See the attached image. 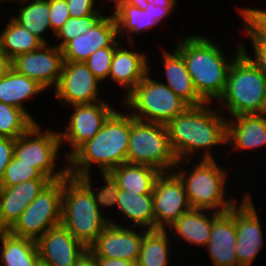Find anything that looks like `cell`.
<instances>
[{
  "instance_id": "obj_38",
  "label": "cell",
  "mask_w": 266,
  "mask_h": 266,
  "mask_svg": "<svg viewBox=\"0 0 266 266\" xmlns=\"http://www.w3.org/2000/svg\"><path fill=\"white\" fill-rule=\"evenodd\" d=\"M51 181V179H32L13 186H0V197H19L30 205Z\"/></svg>"
},
{
  "instance_id": "obj_9",
  "label": "cell",
  "mask_w": 266,
  "mask_h": 266,
  "mask_svg": "<svg viewBox=\"0 0 266 266\" xmlns=\"http://www.w3.org/2000/svg\"><path fill=\"white\" fill-rule=\"evenodd\" d=\"M43 129L39 122L34 123L24 134L14 139L13 156L37 168L52 181L61 180L68 174V168L66 160L63 168L57 167L62 148L59 131Z\"/></svg>"
},
{
  "instance_id": "obj_31",
  "label": "cell",
  "mask_w": 266,
  "mask_h": 266,
  "mask_svg": "<svg viewBox=\"0 0 266 266\" xmlns=\"http://www.w3.org/2000/svg\"><path fill=\"white\" fill-rule=\"evenodd\" d=\"M170 236L167 230H147L143 235L136 266H169L172 256L170 250L173 247L170 245L173 240Z\"/></svg>"
},
{
  "instance_id": "obj_45",
  "label": "cell",
  "mask_w": 266,
  "mask_h": 266,
  "mask_svg": "<svg viewBox=\"0 0 266 266\" xmlns=\"http://www.w3.org/2000/svg\"><path fill=\"white\" fill-rule=\"evenodd\" d=\"M99 266H136L135 262L124 259H112L105 257H96Z\"/></svg>"
},
{
  "instance_id": "obj_11",
  "label": "cell",
  "mask_w": 266,
  "mask_h": 266,
  "mask_svg": "<svg viewBox=\"0 0 266 266\" xmlns=\"http://www.w3.org/2000/svg\"><path fill=\"white\" fill-rule=\"evenodd\" d=\"M72 114L64 130L59 132L61 146L70 144L71 149L64 153L67 160L81 145L92 139L105 121L116 110L107 101L72 105ZM64 143V144H63Z\"/></svg>"
},
{
  "instance_id": "obj_7",
  "label": "cell",
  "mask_w": 266,
  "mask_h": 266,
  "mask_svg": "<svg viewBox=\"0 0 266 266\" xmlns=\"http://www.w3.org/2000/svg\"><path fill=\"white\" fill-rule=\"evenodd\" d=\"M150 72L123 99L126 110L141 121L167 125L189 105L163 82L154 80ZM130 109V111H129Z\"/></svg>"
},
{
  "instance_id": "obj_34",
  "label": "cell",
  "mask_w": 266,
  "mask_h": 266,
  "mask_svg": "<svg viewBox=\"0 0 266 266\" xmlns=\"http://www.w3.org/2000/svg\"><path fill=\"white\" fill-rule=\"evenodd\" d=\"M99 174L102 175V179L105 182L101 187L98 186L95 190L93 188L94 186H92L91 174L80 176L79 178L91 189L98 208L105 215V210H108L106 207H116L119 187L117 180L110 172H101Z\"/></svg>"
},
{
  "instance_id": "obj_51",
  "label": "cell",
  "mask_w": 266,
  "mask_h": 266,
  "mask_svg": "<svg viewBox=\"0 0 266 266\" xmlns=\"http://www.w3.org/2000/svg\"><path fill=\"white\" fill-rule=\"evenodd\" d=\"M9 2V1H11V0H0V2H1V4H2V2L4 3V2Z\"/></svg>"
},
{
  "instance_id": "obj_27",
  "label": "cell",
  "mask_w": 266,
  "mask_h": 266,
  "mask_svg": "<svg viewBox=\"0 0 266 266\" xmlns=\"http://www.w3.org/2000/svg\"><path fill=\"white\" fill-rule=\"evenodd\" d=\"M110 173L118 182L119 190L137 194H152L154 184L161 172L148 165L124 163Z\"/></svg>"
},
{
  "instance_id": "obj_14",
  "label": "cell",
  "mask_w": 266,
  "mask_h": 266,
  "mask_svg": "<svg viewBox=\"0 0 266 266\" xmlns=\"http://www.w3.org/2000/svg\"><path fill=\"white\" fill-rule=\"evenodd\" d=\"M240 203L234 205V221L237 231L236 254L239 266H252L264 246L261 220L248 192Z\"/></svg>"
},
{
  "instance_id": "obj_18",
  "label": "cell",
  "mask_w": 266,
  "mask_h": 266,
  "mask_svg": "<svg viewBox=\"0 0 266 266\" xmlns=\"http://www.w3.org/2000/svg\"><path fill=\"white\" fill-rule=\"evenodd\" d=\"M117 24L113 13L104 16L93 28L69 41L63 48L67 62H85L91 54L111 46L118 39Z\"/></svg>"
},
{
  "instance_id": "obj_21",
  "label": "cell",
  "mask_w": 266,
  "mask_h": 266,
  "mask_svg": "<svg viewBox=\"0 0 266 266\" xmlns=\"http://www.w3.org/2000/svg\"><path fill=\"white\" fill-rule=\"evenodd\" d=\"M226 144L235 152L265 147L266 113L242 114L229 118L227 120Z\"/></svg>"
},
{
  "instance_id": "obj_23",
  "label": "cell",
  "mask_w": 266,
  "mask_h": 266,
  "mask_svg": "<svg viewBox=\"0 0 266 266\" xmlns=\"http://www.w3.org/2000/svg\"><path fill=\"white\" fill-rule=\"evenodd\" d=\"M218 212L203 209H190L183 213L166 230L172 234L173 238L178 237V241L184 239L188 244L206 247L211 235L213 219Z\"/></svg>"
},
{
  "instance_id": "obj_32",
  "label": "cell",
  "mask_w": 266,
  "mask_h": 266,
  "mask_svg": "<svg viewBox=\"0 0 266 266\" xmlns=\"http://www.w3.org/2000/svg\"><path fill=\"white\" fill-rule=\"evenodd\" d=\"M34 123L22 109L0 102V137L16 139Z\"/></svg>"
},
{
  "instance_id": "obj_42",
  "label": "cell",
  "mask_w": 266,
  "mask_h": 266,
  "mask_svg": "<svg viewBox=\"0 0 266 266\" xmlns=\"http://www.w3.org/2000/svg\"><path fill=\"white\" fill-rule=\"evenodd\" d=\"M69 13L71 17L80 18L83 16H88L99 10L98 7L95 8L97 0H66Z\"/></svg>"
},
{
  "instance_id": "obj_22",
  "label": "cell",
  "mask_w": 266,
  "mask_h": 266,
  "mask_svg": "<svg viewBox=\"0 0 266 266\" xmlns=\"http://www.w3.org/2000/svg\"><path fill=\"white\" fill-rule=\"evenodd\" d=\"M163 62L162 70L168 86L177 96L183 99L189 106H200L206 102L198 95L192 82V78L186 68L182 56L173 48V51L162 49L158 56Z\"/></svg>"
},
{
  "instance_id": "obj_50",
  "label": "cell",
  "mask_w": 266,
  "mask_h": 266,
  "mask_svg": "<svg viewBox=\"0 0 266 266\" xmlns=\"http://www.w3.org/2000/svg\"><path fill=\"white\" fill-rule=\"evenodd\" d=\"M36 266H51L48 263L44 262L43 260L39 259Z\"/></svg>"
},
{
  "instance_id": "obj_10",
  "label": "cell",
  "mask_w": 266,
  "mask_h": 266,
  "mask_svg": "<svg viewBox=\"0 0 266 266\" xmlns=\"http://www.w3.org/2000/svg\"><path fill=\"white\" fill-rule=\"evenodd\" d=\"M63 179L51 181L9 229L17 237L37 241L47 230L61 225Z\"/></svg>"
},
{
  "instance_id": "obj_2",
  "label": "cell",
  "mask_w": 266,
  "mask_h": 266,
  "mask_svg": "<svg viewBox=\"0 0 266 266\" xmlns=\"http://www.w3.org/2000/svg\"><path fill=\"white\" fill-rule=\"evenodd\" d=\"M178 41L174 49L182 56L198 95L206 103L217 102L224 93L229 68L242 52L241 42L235 44L236 52L229 58L211 38L189 34Z\"/></svg>"
},
{
  "instance_id": "obj_43",
  "label": "cell",
  "mask_w": 266,
  "mask_h": 266,
  "mask_svg": "<svg viewBox=\"0 0 266 266\" xmlns=\"http://www.w3.org/2000/svg\"><path fill=\"white\" fill-rule=\"evenodd\" d=\"M242 52L253 62V64L266 76V44H252L254 53L249 55L244 41H241Z\"/></svg>"
},
{
  "instance_id": "obj_1",
  "label": "cell",
  "mask_w": 266,
  "mask_h": 266,
  "mask_svg": "<svg viewBox=\"0 0 266 266\" xmlns=\"http://www.w3.org/2000/svg\"><path fill=\"white\" fill-rule=\"evenodd\" d=\"M211 104L189 106L166 125L170 145L178 161L192 160L199 151L203 153L200 160H215L213 146L227 145L228 118L218 108H210Z\"/></svg>"
},
{
  "instance_id": "obj_37",
  "label": "cell",
  "mask_w": 266,
  "mask_h": 266,
  "mask_svg": "<svg viewBox=\"0 0 266 266\" xmlns=\"http://www.w3.org/2000/svg\"><path fill=\"white\" fill-rule=\"evenodd\" d=\"M117 39L111 46L98 49L84 62L88 69L101 82L108 80L111 63L116 47L122 42Z\"/></svg>"
},
{
  "instance_id": "obj_35",
  "label": "cell",
  "mask_w": 266,
  "mask_h": 266,
  "mask_svg": "<svg viewBox=\"0 0 266 266\" xmlns=\"http://www.w3.org/2000/svg\"><path fill=\"white\" fill-rule=\"evenodd\" d=\"M242 17L241 27L252 44H266V13L257 8H238Z\"/></svg>"
},
{
  "instance_id": "obj_36",
  "label": "cell",
  "mask_w": 266,
  "mask_h": 266,
  "mask_svg": "<svg viewBox=\"0 0 266 266\" xmlns=\"http://www.w3.org/2000/svg\"><path fill=\"white\" fill-rule=\"evenodd\" d=\"M32 179L50 178L44 176L37 168L31 167V165L26 163H22L21 160L13 156L11 162L5 168L0 186H13Z\"/></svg>"
},
{
  "instance_id": "obj_3",
  "label": "cell",
  "mask_w": 266,
  "mask_h": 266,
  "mask_svg": "<svg viewBox=\"0 0 266 266\" xmlns=\"http://www.w3.org/2000/svg\"><path fill=\"white\" fill-rule=\"evenodd\" d=\"M130 133L131 114L116 109L100 131L67 159L68 174L74 177L91 174L93 165L99 172H110L126 163Z\"/></svg>"
},
{
  "instance_id": "obj_4",
  "label": "cell",
  "mask_w": 266,
  "mask_h": 266,
  "mask_svg": "<svg viewBox=\"0 0 266 266\" xmlns=\"http://www.w3.org/2000/svg\"><path fill=\"white\" fill-rule=\"evenodd\" d=\"M189 162L191 161H177L173 171L182 180L188 202L192 209L224 213L240 201V199L232 198L230 193L228 197L225 195L226 192H229L226 189L229 173L227 167H222L218 164L217 158L215 160L199 159L196 165L193 161L194 166L188 164ZM184 163L187 166H193V168L189 170L184 169L186 167Z\"/></svg>"
},
{
  "instance_id": "obj_15",
  "label": "cell",
  "mask_w": 266,
  "mask_h": 266,
  "mask_svg": "<svg viewBox=\"0 0 266 266\" xmlns=\"http://www.w3.org/2000/svg\"><path fill=\"white\" fill-rule=\"evenodd\" d=\"M109 222L88 250L95 257L124 259L136 263L141 251L143 235L147 230L122 226L121 222L118 223L111 218Z\"/></svg>"
},
{
  "instance_id": "obj_24",
  "label": "cell",
  "mask_w": 266,
  "mask_h": 266,
  "mask_svg": "<svg viewBox=\"0 0 266 266\" xmlns=\"http://www.w3.org/2000/svg\"><path fill=\"white\" fill-rule=\"evenodd\" d=\"M45 91L46 89L37 81L18 73L14 68H11L0 80V102L22 109L35 123L36 119L27 112L24 104Z\"/></svg>"
},
{
  "instance_id": "obj_13",
  "label": "cell",
  "mask_w": 266,
  "mask_h": 266,
  "mask_svg": "<svg viewBox=\"0 0 266 266\" xmlns=\"http://www.w3.org/2000/svg\"><path fill=\"white\" fill-rule=\"evenodd\" d=\"M152 194L155 229L166 230L191 209L184 184L174 171L161 172Z\"/></svg>"
},
{
  "instance_id": "obj_5",
  "label": "cell",
  "mask_w": 266,
  "mask_h": 266,
  "mask_svg": "<svg viewBox=\"0 0 266 266\" xmlns=\"http://www.w3.org/2000/svg\"><path fill=\"white\" fill-rule=\"evenodd\" d=\"M98 208L91 189L79 178H63L61 225L87 249L110 223Z\"/></svg>"
},
{
  "instance_id": "obj_29",
  "label": "cell",
  "mask_w": 266,
  "mask_h": 266,
  "mask_svg": "<svg viewBox=\"0 0 266 266\" xmlns=\"http://www.w3.org/2000/svg\"><path fill=\"white\" fill-rule=\"evenodd\" d=\"M11 2L23 4L18 7L16 16L11 15V18L37 36L44 44H49L43 36L49 31L52 32L49 22V0H11Z\"/></svg>"
},
{
  "instance_id": "obj_30",
  "label": "cell",
  "mask_w": 266,
  "mask_h": 266,
  "mask_svg": "<svg viewBox=\"0 0 266 266\" xmlns=\"http://www.w3.org/2000/svg\"><path fill=\"white\" fill-rule=\"evenodd\" d=\"M0 31V50L12 61L18 55L38 50L44 43L12 18Z\"/></svg>"
},
{
  "instance_id": "obj_28",
  "label": "cell",
  "mask_w": 266,
  "mask_h": 266,
  "mask_svg": "<svg viewBox=\"0 0 266 266\" xmlns=\"http://www.w3.org/2000/svg\"><path fill=\"white\" fill-rule=\"evenodd\" d=\"M0 266H36L40 259L35 240L10 232L0 236Z\"/></svg>"
},
{
  "instance_id": "obj_44",
  "label": "cell",
  "mask_w": 266,
  "mask_h": 266,
  "mask_svg": "<svg viewBox=\"0 0 266 266\" xmlns=\"http://www.w3.org/2000/svg\"><path fill=\"white\" fill-rule=\"evenodd\" d=\"M14 150V139L0 137V182L3 178L5 168L11 162Z\"/></svg>"
},
{
  "instance_id": "obj_12",
  "label": "cell",
  "mask_w": 266,
  "mask_h": 266,
  "mask_svg": "<svg viewBox=\"0 0 266 266\" xmlns=\"http://www.w3.org/2000/svg\"><path fill=\"white\" fill-rule=\"evenodd\" d=\"M99 81L84 62L64 61L55 97L67 108L75 104H90L104 101L99 93Z\"/></svg>"
},
{
  "instance_id": "obj_48",
  "label": "cell",
  "mask_w": 266,
  "mask_h": 266,
  "mask_svg": "<svg viewBox=\"0 0 266 266\" xmlns=\"http://www.w3.org/2000/svg\"><path fill=\"white\" fill-rule=\"evenodd\" d=\"M125 4L135 6L141 10H145L149 4V0H122Z\"/></svg>"
},
{
  "instance_id": "obj_16",
  "label": "cell",
  "mask_w": 266,
  "mask_h": 266,
  "mask_svg": "<svg viewBox=\"0 0 266 266\" xmlns=\"http://www.w3.org/2000/svg\"><path fill=\"white\" fill-rule=\"evenodd\" d=\"M64 59L62 49L43 44L38 50L18 55L12 60V68L37 81L46 90L57 86ZM54 87V88H53Z\"/></svg>"
},
{
  "instance_id": "obj_19",
  "label": "cell",
  "mask_w": 266,
  "mask_h": 266,
  "mask_svg": "<svg viewBox=\"0 0 266 266\" xmlns=\"http://www.w3.org/2000/svg\"><path fill=\"white\" fill-rule=\"evenodd\" d=\"M236 244L237 231L233 206L213 219L210 239L204 249L208 251L213 266H239Z\"/></svg>"
},
{
  "instance_id": "obj_8",
  "label": "cell",
  "mask_w": 266,
  "mask_h": 266,
  "mask_svg": "<svg viewBox=\"0 0 266 266\" xmlns=\"http://www.w3.org/2000/svg\"><path fill=\"white\" fill-rule=\"evenodd\" d=\"M177 161L166 125L141 121L131 115L126 162L152 166L160 172H171Z\"/></svg>"
},
{
  "instance_id": "obj_41",
  "label": "cell",
  "mask_w": 266,
  "mask_h": 266,
  "mask_svg": "<svg viewBox=\"0 0 266 266\" xmlns=\"http://www.w3.org/2000/svg\"><path fill=\"white\" fill-rule=\"evenodd\" d=\"M177 0H149V4L145 10L152 19L161 26V22L166 18L169 19L177 8Z\"/></svg>"
},
{
  "instance_id": "obj_26",
  "label": "cell",
  "mask_w": 266,
  "mask_h": 266,
  "mask_svg": "<svg viewBox=\"0 0 266 266\" xmlns=\"http://www.w3.org/2000/svg\"><path fill=\"white\" fill-rule=\"evenodd\" d=\"M118 211L124 219L130 220L128 227H141L155 230V216L153 213V194H137L119 190L117 196Z\"/></svg>"
},
{
  "instance_id": "obj_6",
  "label": "cell",
  "mask_w": 266,
  "mask_h": 266,
  "mask_svg": "<svg viewBox=\"0 0 266 266\" xmlns=\"http://www.w3.org/2000/svg\"><path fill=\"white\" fill-rule=\"evenodd\" d=\"M215 103L230 118L266 113V76L243 52L232 62L224 93Z\"/></svg>"
},
{
  "instance_id": "obj_46",
  "label": "cell",
  "mask_w": 266,
  "mask_h": 266,
  "mask_svg": "<svg viewBox=\"0 0 266 266\" xmlns=\"http://www.w3.org/2000/svg\"><path fill=\"white\" fill-rule=\"evenodd\" d=\"M75 266H99L97 258L87 249L76 261Z\"/></svg>"
},
{
  "instance_id": "obj_33",
  "label": "cell",
  "mask_w": 266,
  "mask_h": 266,
  "mask_svg": "<svg viewBox=\"0 0 266 266\" xmlns=\"http://www.w3.org/2000/svg\"><path fill=\"white\" fill-rule=\"evenodd\" d=\"M102 9L80 18L69 17L67 21L56 31L55 39L59 41L56 46L62 49L69 41L93 28L105 15Z\"/></svg>"
},
{
  "instance_id": "obj_20",
  "label": "cell",
  "mask_w": 266,
  "mask_h": 266,
  "mask_svg": "<svg viewBox=\"0 0 266 266\" xmlns=\"http://www.w3.org/2000/svg\"><path fill=\"white\" fill-rule=\"evenodd\" d=\"M124 44L123 40L122 45L116 47L108 76L111 82L124 89L123 98L150 72L149 58L145 52L132 50L133 43H126L131 49L123 47Z\"/></svg>"
},
{
  "instance_id": "obj_17",
  "label": "cell",
  "mask_w": 266,
  "mask_h": 266,
  "mask_svg": "<svg viewBox=\"0 0 266 266\" xmlns=\"http://www.w3.org/2000/svg\"><path fill=\"white\" fill-rule=\"evenodd\" d=\"M36 243L40 259L51 266H75L87 250L62 225L47 230Z\"/></svg>"
},
{
  "instance_id": "obj_40",
  "label": "cell",
  "mask_w": 266,
  "mask_h": 266,
  "mask_svg": "<svg viewBox=\"0 0 266 266\" xmlns=\"http://www.w3.org/2000/svg\"><path fill=\"white\" fill-rule=\"evenodd\" d=\"M69 17L66 0H49V22L53 36Z\"/></svg>"
},
{
  "instance_id": "obj_49",
  "label": "cell",
  "mask_w": 266,
  "mask_h": 266,
  "mask_svg": "<svg viewBox=\"0 0 266 266\" xmlns=\"http://www.w3.org/2000/svg\"><path fill=\"white\" fill-rule=\"evenodd\" d=\"M9 232V228L4 224L0 213V236Z\"/></svg>"
},
{
  "instance_id": "obj_25",
  "label": "cell",
  "mask_w": 266,
  "mask_h": 266,
  "mask_svg": "<svg viewBox=\"0 0 266 266\" xmlns=\"http://www.w3.org/2000/svg\"><path fill=\"white\" fill-rule=\"evenodd\" d=\"M110 2H113L114 6V10L110 8V11H112L117 24L118 36L127 39V43L136 42L134 35L153 31V28L159 26V23L151 18L147 10L125 4L122 0H110ZM124 35L126 36L124 37Z\"/></svg>"
},
{
  "instance_id": "obj_39",
  "label": "cell",
  "mask_w": 266,
  "mask_h": 266,
  "mask_svg": "<svg viewBox=\"0 0 266 266\" xmlns=\"http://www.w3.org/2000/svg\"><path fill=\"white\" fill-rule=\"evenodd\" d=\"M28 206L19 197H0V213L4 224L10 229Z\"/></svg>"
},
{
  "instance_id": "obj_47",
  "label": "cell",
  "mask_w": 266,
  "mask_h": 266,
  "mask_svg": "<svg viewBox=\"0 0 266 266\" xmlns=\"http://www.w3.org/2000/svg\"><path fill=\"white\" fill-rule=\"evenodd\" d=\"M12 68V61L0 50V80Z\"/></svg>"
}]
</instances>
